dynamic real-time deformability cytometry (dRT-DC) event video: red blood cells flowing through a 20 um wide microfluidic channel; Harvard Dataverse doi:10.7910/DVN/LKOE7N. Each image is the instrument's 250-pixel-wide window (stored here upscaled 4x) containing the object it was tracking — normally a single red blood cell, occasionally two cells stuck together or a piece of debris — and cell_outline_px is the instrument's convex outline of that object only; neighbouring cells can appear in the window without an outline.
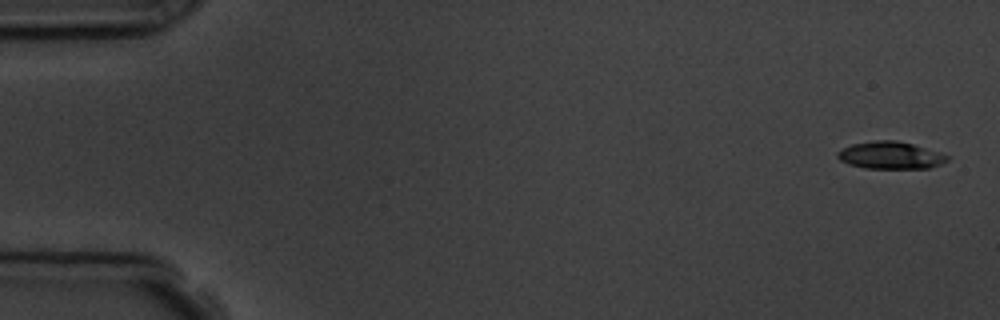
{"species": "common noctule bat (a hibernating species)", "species_latin": "Nyctalus noctula", "temperature_condition": "room temperature", "stored_images_in_passage": 6, "segment_of_instrument_passage": [1, 2], "camera_frame_rate_fps": 3000, "um_per_image_px": 0.085, "animal": {"sex": "male", "body_mass_g": 19.5, "forearm_length_mm": 54.6}, "frame": {"image": 1, "passage_image": 1, "time_ms": 0.0, "image_size_px": [1000, 320], "cell_outline_px": [[948, 160], [940, 164], [928, 168], [864, 168], [848, 164], [840, 160], [836, 156], [836, 152], [852, 144], [872, 140], [896, 140], [912, 144], [948, 156]], "centroid_in_image_um": [75.62, 13.2], "position_along_channel_um": 9.4, "area_um2": 17.22}}
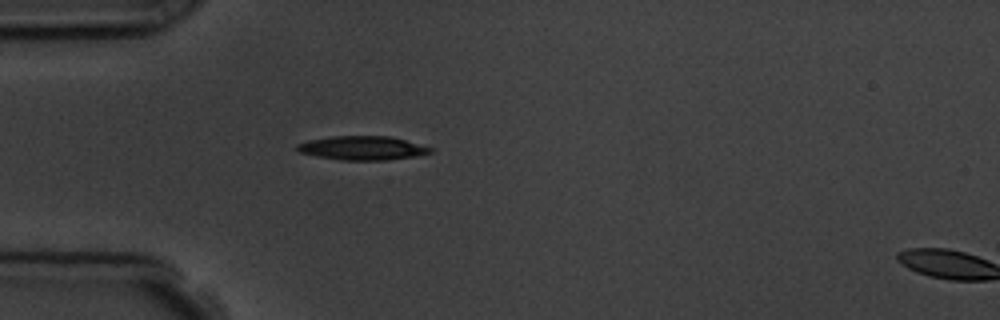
{"frame": {"image": 2, "passage_image": 5, "time_ms": 4.667, "image_size_px": [1000, 320], "cell_outline_px": [[432, 152], [416, 156], [384, 160], [340, 160], [316, 156], [300, 152], [296, 148], [296, 144], [308, 140], [332, 136], [388, 136], [404, 140], [432, 148]], "centroid_in_image_um": [30.76, 12.58], "position_along_channel_um": 54.2, "area_um2": 18.38}}